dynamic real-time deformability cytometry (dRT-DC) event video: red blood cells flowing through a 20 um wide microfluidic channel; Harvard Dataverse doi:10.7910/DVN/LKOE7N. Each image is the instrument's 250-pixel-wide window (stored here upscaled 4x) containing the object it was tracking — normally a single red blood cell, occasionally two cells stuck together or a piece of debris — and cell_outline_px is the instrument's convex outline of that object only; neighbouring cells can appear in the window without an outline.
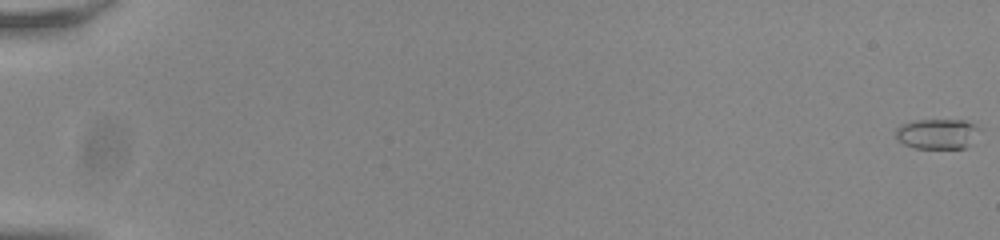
{"species": "common noctule bat (a hibernating species)", "species_latin": "Nyctalus noctula", "temperature_condition": "room temperature", "stored_images_in_passage": 14, "camera_frame_rate_fps": 3000, "um_per_image_px": 0.085, "animal": {"sex": "male", "body_mass_g": 20.0, "forearm_length_mm": 53.3}, "frame": {"image": 1, "passage_image": 1, "time_ms": 0.0, "image_size_px": [1000, 240], "cell_outline_px": [[980, 128], [968, 144], [964, 148], [916, 148], [904, 144], [896, 136], [896, 128], [900, 124], [916, 120], [964, 120]], "centroid_in_image_um": [79.61, 11.36], "position_along_channel_um": 5.4, "area_um2": 14.39}}